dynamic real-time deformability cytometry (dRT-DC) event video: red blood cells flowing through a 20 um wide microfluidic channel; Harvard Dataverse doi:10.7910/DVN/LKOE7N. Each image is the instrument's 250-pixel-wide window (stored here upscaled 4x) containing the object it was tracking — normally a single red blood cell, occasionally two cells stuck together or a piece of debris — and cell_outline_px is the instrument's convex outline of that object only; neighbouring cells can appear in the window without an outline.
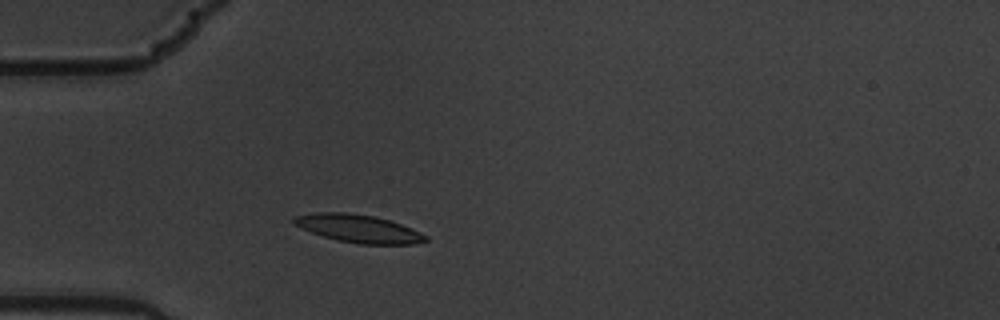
{"species": "common noctule bat (a hibernating species)", "species_latin": "Nyctalus noctula", "temperature_condition": "warm", "stored_images_in_passage": 2, "camera_frame_rate_fps": 3000, "um_per_image_px": 0.085, "animal": {"sex": "male", "body_mass_g": 19.5, "forearm_length_mm": 54.6}, "frame": {"image": 1, "passage_image": 2, "time_ms": 0.333, "image_size_px": [1000, 320], "cell_outline_px": [[428, 240], [412, 244], [360, 244], [336, 240], [312, 232], [292, 224], [292, 220], [296, 216], [316, 212], [348, 212], [372, 216], [388, 220], [412, 228], [428, 236]], "centroid_in_image_um": [30.46, 19.43], "position_along_channel_um": 54.5, "area_um2": 21.27}}